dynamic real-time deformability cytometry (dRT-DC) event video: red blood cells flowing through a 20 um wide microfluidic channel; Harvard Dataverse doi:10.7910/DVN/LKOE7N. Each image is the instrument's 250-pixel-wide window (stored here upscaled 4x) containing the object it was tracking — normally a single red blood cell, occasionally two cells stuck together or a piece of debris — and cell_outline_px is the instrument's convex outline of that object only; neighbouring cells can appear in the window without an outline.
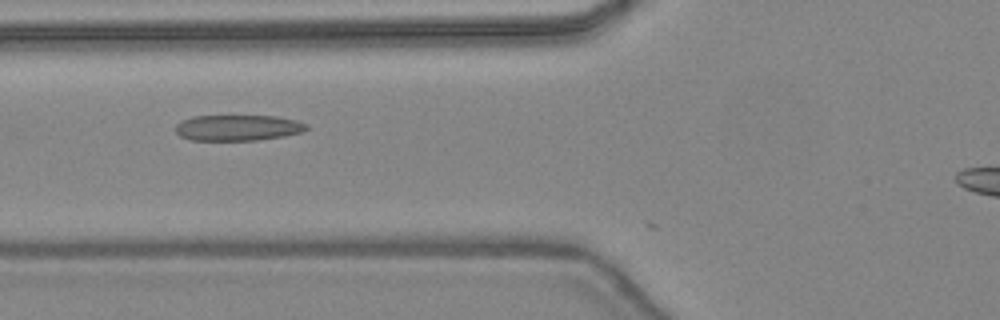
{"species": "common noctule bat (a hibernating species)", "species_latin": "Nyctalus noctula", "temperature_condition": "warm", "stored_images_in_passage": 13, "camera_frame_rate_fps": 3000, "um_per_image_px": 0.085, "animal": {"sex": "female", "body_mass_g": 24.6, "forearm_length_mm": 56.2}, "frame": {"image": 1, "passage_image": 11, "time_ms": 3.333, "image_size_px": [1000, 320], "cell_outline_px": [[308, 128], [304, 132], [284, 136], [256, 140], [188, 140], [180, 136], [176, 132], [176, 124], [180, 120], [192, 116], [276, 116], [296, 120], [308, 124]], "centroid_in_image_um": [20.21, 10.86], "position_along_channel_um": 105.6, "area_um2": 19.88}}